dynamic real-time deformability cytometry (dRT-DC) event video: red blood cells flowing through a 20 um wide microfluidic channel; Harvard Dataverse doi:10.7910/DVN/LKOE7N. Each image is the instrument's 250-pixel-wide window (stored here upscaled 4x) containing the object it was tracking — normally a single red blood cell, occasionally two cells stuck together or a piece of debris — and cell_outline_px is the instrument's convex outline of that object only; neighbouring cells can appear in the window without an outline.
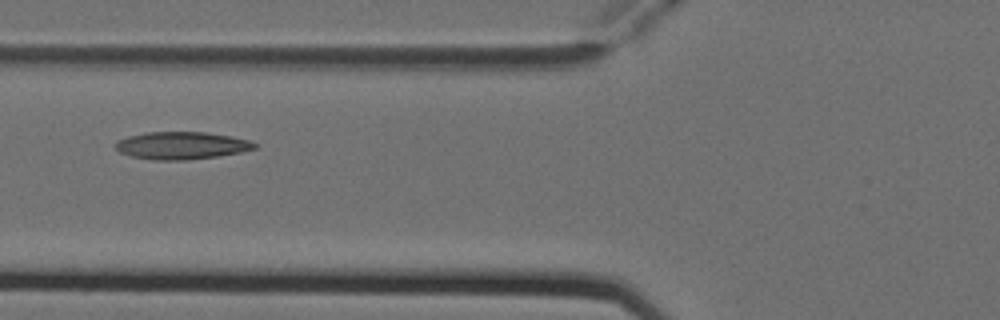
{"species": "Egyptian fruit bat (a non-hibernating species)", "species_latin": "Rousettus aegyptiacus", "temperature_condition": "cold", "stored_images_in_passage": 9, "camera_frame_rate_fps": 3000, "um_per_image_px": 0.085, "animal": {"sex": "female"}, "frame": {"image": 1, "passage_image": 6, "time_ms": 1.667, "image_size_px": [1000, 320], "cell_outline_px": [[260, 144], [256, 148], [240, 152], [216, 156], [184, 160], [156, 160], [132, 156], [120, 152], [112, 144], [116, 140], [128, 136], [148, 132], [208, 132], [232, 136], [248, 140]], "centroid_in_image_um": [15.43, 12.36], "position_along_channel_um": 110.4, "area_um2": 22.31}}
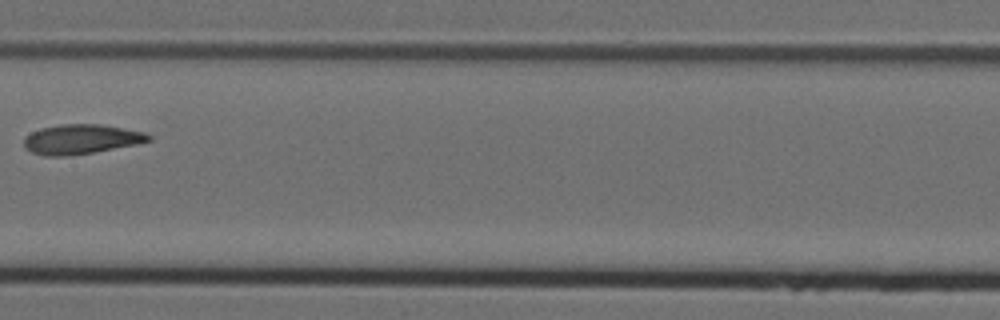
{"frame": {"image": 2, "passage_image": 8, "time_ms": 2.333, "image_size_px": [1000, 320], "cell_outline_px": [[152, 140], [136, 144], [92, 152], [68, 156], [44, 156], [32, 152], [24, 148], [24, 136], [40, 128], [60, 124], [100, 124], [144, 132], [152, 136]], "centroid_in_image_um": [6.86, 11.83], "position_along_channel_um": 200.5, "area_um2": 21.5}}
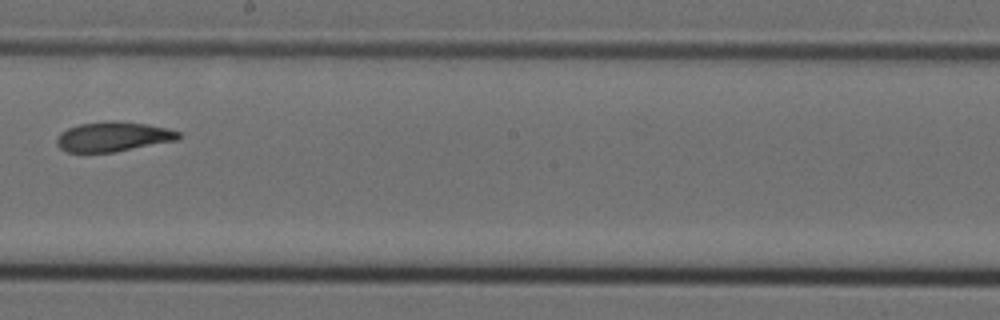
{"frame": {"image": 3, "passage_image": 9, "time_ms": 2.667, "image_size_px": [1000, 320], "cell_outline_px": [[180, 136], [176, 140], [116, 152], [64, 152], [56, 144], [56, 136], [60, 132], [68, 128], [80, 124], [112, 120], [116, 120], [144, 124], [168, 128], [180, 132]], "centroid_in_image_um": [9.57, 11.62], "position_along_channel_um": 238.6, "area_um2": 21.15}}